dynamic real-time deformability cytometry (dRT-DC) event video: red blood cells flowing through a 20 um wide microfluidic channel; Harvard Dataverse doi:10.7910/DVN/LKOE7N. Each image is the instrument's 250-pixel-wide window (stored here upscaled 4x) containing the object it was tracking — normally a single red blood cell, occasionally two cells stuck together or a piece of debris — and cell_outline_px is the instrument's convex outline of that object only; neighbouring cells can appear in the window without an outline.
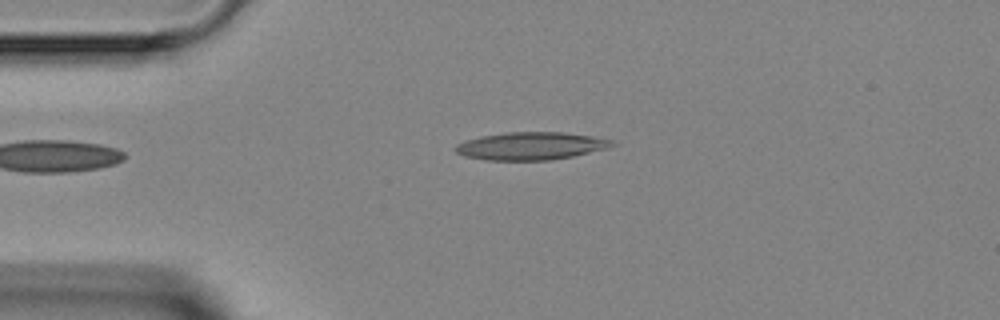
{"species": "Egyptian fruit bat (a non-hibernating species)", "species_latin": "Rousettus aegyptiacus", "temperature_condition": "room temperature", "stored_images_in_passage": 3, "camera_frame_rate_fps": 3000, "um_per_image_px": 0.085, "animal": {"sex": "female"}, "frame": {"image": 1, "passage_image": 3, "time_ms": 2.667, "image_size_px": [1000, 320], "cell_outline_px": [[616, 144], [608, 148], [572, 156], [552, 160], [488, 160], [464, 156], [456, 152], [452, 148], [456, 144], [464, 140], [480, 136], [508, 132], [560, 132], [592, 136], [616, 140]], "centroid_in_image_um": [45.11, 12.4], "position_along_channel_um": 39.9, "area_um2": 25.43}}